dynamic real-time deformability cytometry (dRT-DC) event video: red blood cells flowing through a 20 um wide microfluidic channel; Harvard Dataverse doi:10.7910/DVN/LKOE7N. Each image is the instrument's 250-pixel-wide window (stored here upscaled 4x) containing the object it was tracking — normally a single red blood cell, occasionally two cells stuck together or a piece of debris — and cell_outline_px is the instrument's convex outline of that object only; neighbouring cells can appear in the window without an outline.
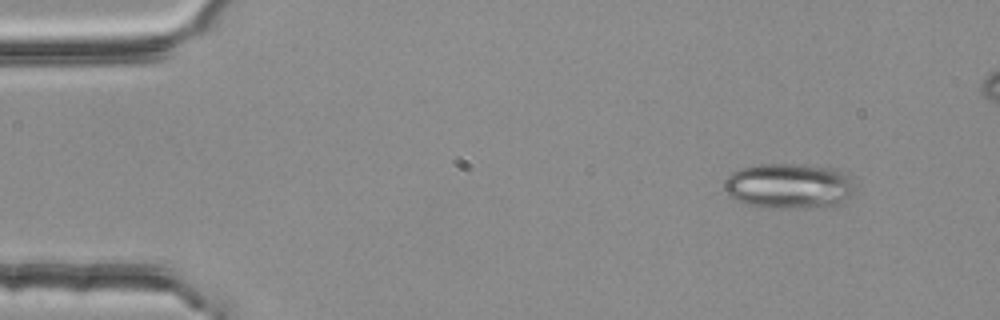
{"species": "common noctule bat (a hibernating species)", "species_latin": "Nyctalus noctula", "temperature_condition": "room temperature", "stored_images_in_passage": 4, "camera_frame_rate_fps": 3000, "um_per_image_px": 0.085, "animal": {"sex": "female", "body_mass_g": 25.1}, "frame": {"image": 1, "passage_image": 1, "time_ms": 0.0, "image_size_px": [1000, 320], "cell_outline_px": [[852, 196], [844, 204], [836, 208], [760, 208], [736, 200], [728, 196], [724, 188], [724, 184], [728, 176], [732, 172], [740, 168], [756, 164], [792, 164], [832, 168], [848, 176], [852, 188]], "centroid_in_image_um": [67.06, 15.85], "position_along_channel_um": 17.9, "area_um2": 35.03}}